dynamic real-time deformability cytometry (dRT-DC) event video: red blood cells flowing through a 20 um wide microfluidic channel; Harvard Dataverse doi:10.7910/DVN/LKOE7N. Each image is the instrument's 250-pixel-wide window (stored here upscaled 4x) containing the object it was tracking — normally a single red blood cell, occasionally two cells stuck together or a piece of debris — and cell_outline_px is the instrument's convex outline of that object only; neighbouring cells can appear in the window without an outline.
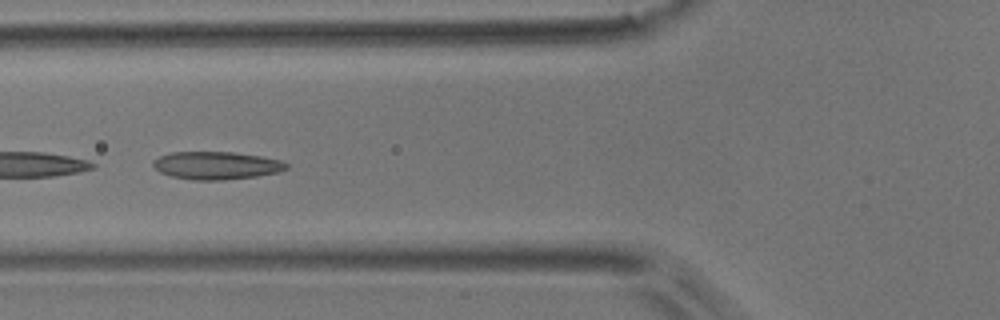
{"species": "common noctule bat (a hibernating species)", "species_latin": "Nyctalus noctula", "temperature_condition": "room temperature", "stored_images_in_passage": 9, "camera_frame_rate_fps": 3000, "um_per_image_px": 0.085, "animal": {"sex": "male", "body_mass_g": 17.9}, "frame": {"image": 1, "passage_image": 6, "time_ms": 5.667, "image_size_px": [1000, 320], "cell_outline_px": [[288, 168], [276, 172], [256, 176], [224, 180], [192, 180], [172, 176], [160, 172], [152, 164], [152, 160], [160, 156], [172, 152], [232, 152], [260, 156], [280, 160], [288, 164]], "centroid_in_image_um": [18.37, 14.06], "position_along_channel_um": 107.4, "area_um2": 21.44}}
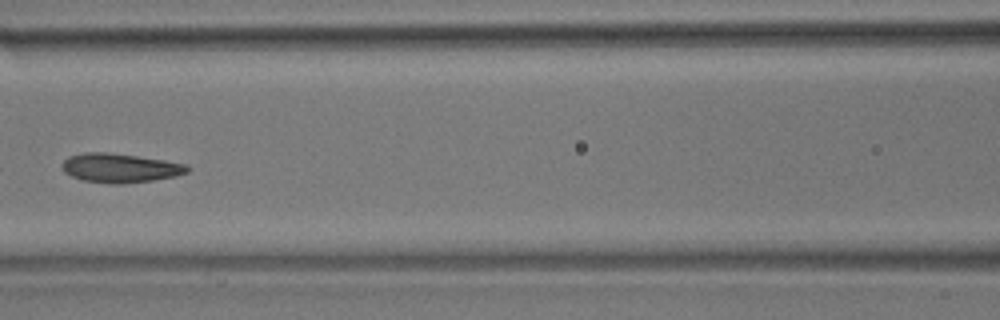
{"frame": {"image": 2, "passage_image": 7, "time_ms": 7.0, "image_size_px": [1000, 320], "cell_outline_px": [[192, 168], [188, 172], [176, 176], [152, 180], [124, 184], [112, 184], [84, 180], [72, 176], [64, 172], [60, 164], [68, 156], [84, 152], [104, 152], [136, 156], [164, 160], [188, 164]], "centroid_in_image_um": [10.22, 14.28], "position_along_channel_um": 156.4, "area_um2": 21.33}}
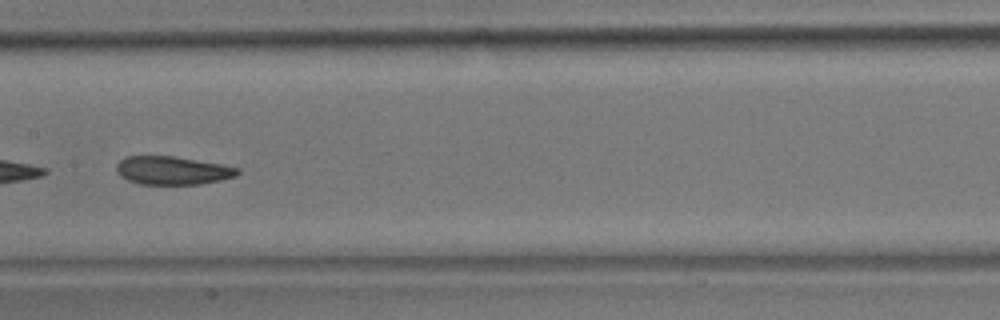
{"frame": {"image": 3, "passage_image": 8, "time_ms": 8.0, "image_size_px": [1000, 320], "cell_outline_px": [[240, 172], [236, 176], [220, 180], [200, 184], [140, 184], [128, 180], [120, 176], [116, 172], [116, 164], [124, 156], [172, 156], [220, 164], [240, 168]], "centroid_in_image_um": [14.63, 14.49], "position_along_channel_um": 192.8, "area_um2": 19.94}}